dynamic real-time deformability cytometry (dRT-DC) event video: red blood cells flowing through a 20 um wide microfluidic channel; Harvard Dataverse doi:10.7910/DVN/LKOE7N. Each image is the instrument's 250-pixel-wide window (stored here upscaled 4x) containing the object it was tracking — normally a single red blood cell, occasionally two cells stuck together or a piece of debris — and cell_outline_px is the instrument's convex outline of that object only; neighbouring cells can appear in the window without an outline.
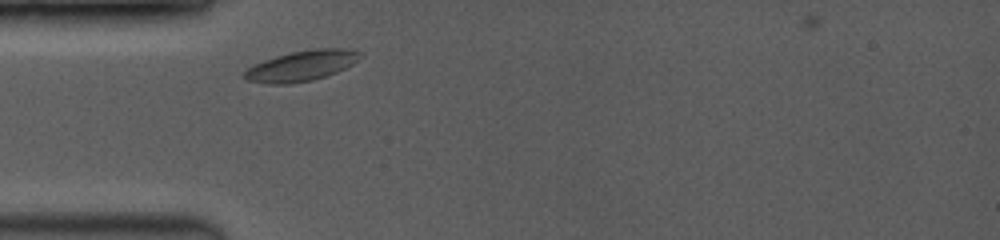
{"species": "common noctule bat (a hibernating species)", "species_latin": "Nyctalus noctula", "temperature_condition": "room temperature", "stored_images_in_passage": 1, "camera_frame_rate_fps": 3500, "um_per_image_px": 0.085, "animal": {"sex": "female", "body_mass_g": 19.0, "forearm_length_mm": 53.3}, "frame": {"image": 1, "passage_image": 1, "time_ms": 0.0, "image_size_px": [1000, 240], "cell_outline_px": [[364, 56], [352, 64], [336, 72], [312, 80], [288, 84], [268, 84], [248, 80], [240, 76], [248, 68], [264, 60], [276, 56], [292, 52], [312, 48], [352, 48], [364, 52]], "centroid_in_image_um": [25.68, 5.57], "position_along_channel_um": 59.3, "area_um2": 20.69}}